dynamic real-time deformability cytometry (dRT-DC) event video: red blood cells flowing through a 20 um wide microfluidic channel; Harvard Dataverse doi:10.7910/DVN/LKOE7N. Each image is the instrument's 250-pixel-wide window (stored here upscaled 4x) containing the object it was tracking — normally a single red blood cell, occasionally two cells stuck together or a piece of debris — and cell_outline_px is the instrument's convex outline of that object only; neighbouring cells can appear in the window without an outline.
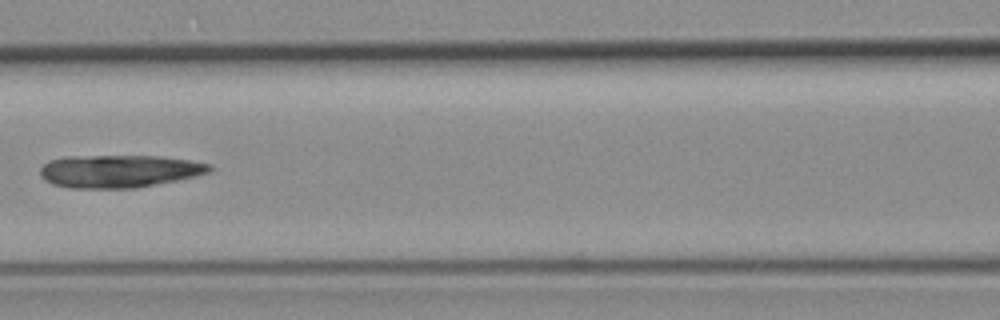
{"species": "common noctule bat (a hibernating species)", "species_latin": "Nyctalus noctula", "temperature_condition": "room temperature", "stored_images_in_passage": 6, "camera_frame_rate_fps": 3000, "um_per_image_px": 0.085, "animal": {"sex": "female", "body_mass_g": 19.3, "forearm_length_mm": 54.1}, "frame": {"image": 1, "passage_image": 4, "time_ms": 3.667, "image_size_px": [1000, 320], "cell_outline_px": [[216, 168], [212, 172], [196, 176], [176, 180], [132, 188], [68, 188], [52, 184], [44, 180], [40, 176], [40, 168], [48, 160], [68, 156], [160, 156], [188, 160], [212, 164]], "centroid_in_image_um": [10.13, 14.54], "position_along_channel_um": 156.5, "area_um2": 32.48}}
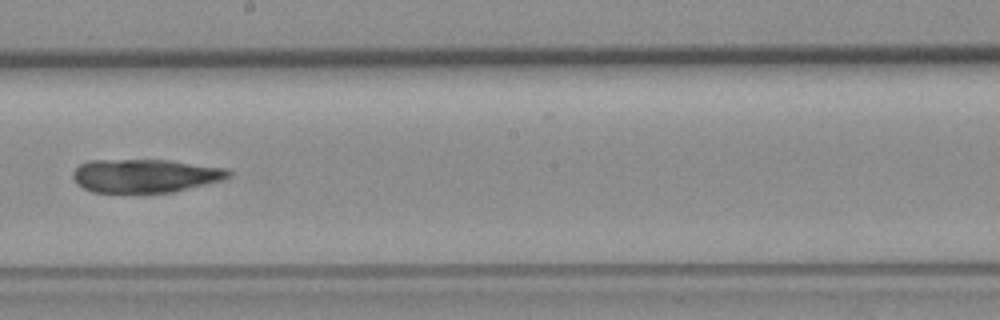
{"frame": {"image": 2, "passage_image": 6, "time_ms": 5.667, "image_size_px": [1000, 320], "cell_outline_px": [[232, 176], [224, 180], [172, 192], [92, 192], [76, 184], [72, 176], [72, 172], [80, 164], [88, 160], [168, 160], [228, 168], [232, 172]], "centroid_in_image_um": [12.36, 14.93], "position_along_channel_um": 235.8, "area_um2": 30.52}}